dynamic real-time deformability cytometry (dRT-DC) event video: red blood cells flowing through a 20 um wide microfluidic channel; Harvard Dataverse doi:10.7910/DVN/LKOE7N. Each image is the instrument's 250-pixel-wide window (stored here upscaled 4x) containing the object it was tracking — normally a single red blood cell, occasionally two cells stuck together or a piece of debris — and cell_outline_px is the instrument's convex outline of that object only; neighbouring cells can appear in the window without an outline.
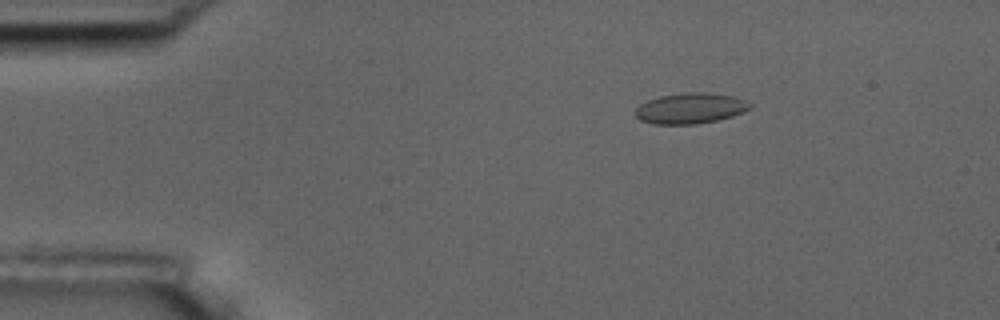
{"species": "common noctule bat (a hibernating species)", "species_latin": "Nyctalus noctula", "temperature_condition": "room temperature", "stored_images_in_passage": 5, "camera_frame_rate_fps": 3000, "um_per_image_px": 0.085, "animal": {"sex": "male", "body_mass_g": 17.5, "forearm_length_mm": 52.3}, "frame": {"image": 1, "passage_image": 3, "time_ms": 0.667, "image_size_px": [1000, 320], "cell_outline_px": [[752, 108], [744, 112], [732, 116], [716, 120], [696, 124], [652, 124], [640, 120], [636, 116], [636, 108], [640, 104], [648, 100], [660, 96], [680, 92], [704, 92], [736, 96], [752, 104]], "centroid_in_image_um": [58.7, 9.2], "position_along_channel_um": 26.3, "area_um2": 20.63}}